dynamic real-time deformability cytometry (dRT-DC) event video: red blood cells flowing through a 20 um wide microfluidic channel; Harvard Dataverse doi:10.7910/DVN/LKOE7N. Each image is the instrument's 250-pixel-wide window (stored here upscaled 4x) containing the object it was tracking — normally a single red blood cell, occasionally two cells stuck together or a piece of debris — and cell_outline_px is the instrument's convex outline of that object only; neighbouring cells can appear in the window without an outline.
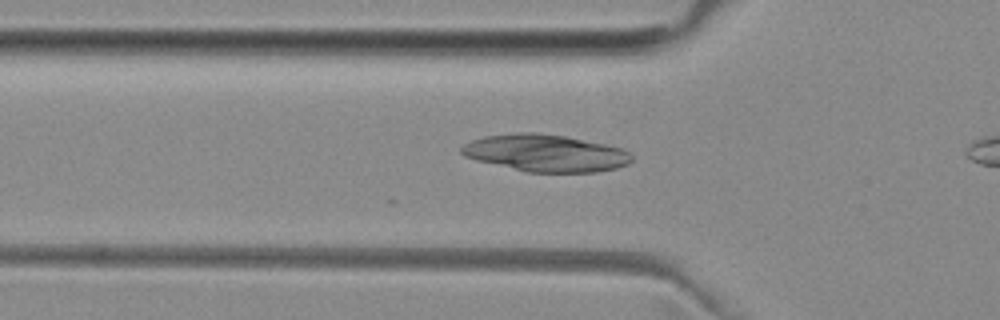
{"species": "common noctule bat (a hibernating species)", "species_latin": "Nyctalus noctula", "temperature_condition": "room temperature", "stored_images_in_passage": 7, "camera_frame_rate_fps": 3000, "um_per_image_px": 0.085, "animal": {"sex": "female", "body_mass_g": 29.2, "forearm_length_mm": 56.3}, "frame": {"image": 1, "passage_image": 5, "time_ms": 1.333, "image_size_px": [1000, 320], "cell_outline_px": [[632, 160], [628, 164], [616, 168], [596, 172], [528, 172], [476, 160], [464, 156], [460, 152], [460, 148], [464, 144], [472, 140], [484, 136], [516, 132], [540, 132], [564, 136], [624, 148], [632, 156]], "centroid_in_image_um": [46.36, 13.0], "position_along_channel_um": 79.4, "area_um2": 36.82}}